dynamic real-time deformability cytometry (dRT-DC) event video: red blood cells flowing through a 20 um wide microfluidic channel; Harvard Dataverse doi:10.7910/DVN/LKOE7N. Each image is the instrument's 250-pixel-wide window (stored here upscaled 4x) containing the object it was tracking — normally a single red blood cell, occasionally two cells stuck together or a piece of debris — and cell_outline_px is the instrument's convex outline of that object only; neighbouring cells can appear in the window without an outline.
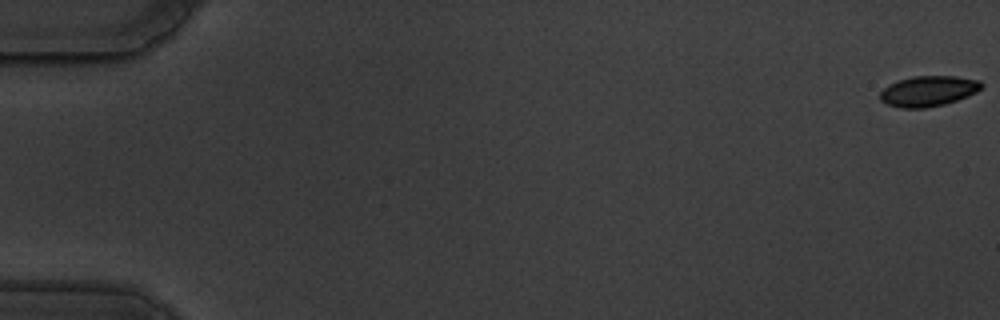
{"species": "common noctule bat (a hibernating species)", "species_latin": "Nyctalus noctula", "temperature_condition": "warm", "stored_images_in_passage": 59, "camera_frame_rate_fps": 3000, "um_per_image_px": 0.085, "animal": {"sex": "male", "body_mass_g": 19.5, "forearm_length_mm": 54.6}, "frame": {"image": 1, "passage_image": 1, "time_ms": 0.0, "image_size_px": [1000, 320], "cell_outline_px": [[984, 88], [968, 96], [944, 104], [924, 108], [900, 108], [888, 104], [880, 100], [880, 92], [888, 84], [896, 80], [912, 76], [956, 76], [980, 80], [984, 84]], "centroid_in_image_um": [78.92, 7.73], "position_along_channel_um": 6.1, "area_um2": 18.21}}
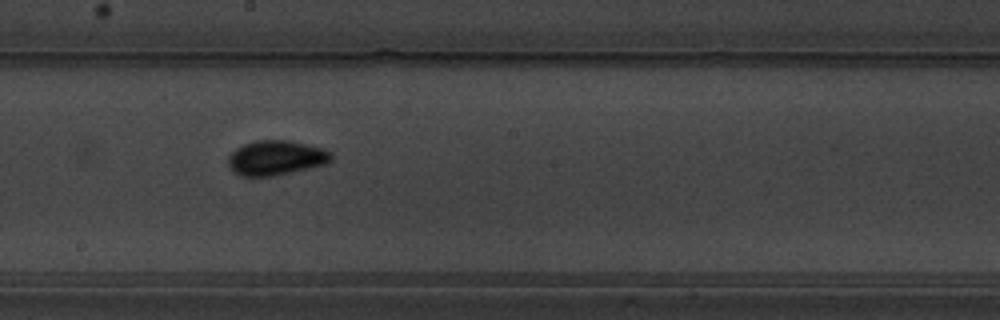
{"frame": {"image": 2, "passage_image": 34, "time_ms": 11.0, "image_size_px": [1000, 320], "cell_outline_px": [[332, 160], [328, 164], [292, 172], [272, 176], [240, 176], [228, 164], [228, 156], [236, 148], [244, 144], [256, 140], [288, 140], [320, 148], [332, 152]], "centroid_in_image_um": [23.47, 13.42], "position_along_channel_um": 224.7, "area_um2": 20.75}}
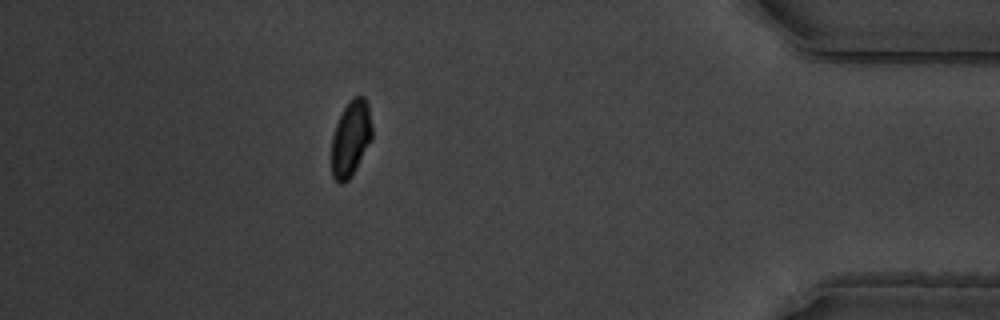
{"frame": {"image": 3, "passage_image": 53, "time_ms": 17.333, "image_size_px": [1000, 320], "cell_outline_px": [[372, 140], [352, 176], [348, 180], [340, 184], [332, 176], [332, 136], [336, 124], [348, 100], [356, 96], [364, 96], [368, 104], [372, 124]], "centroid_in_image_um": [29.83, 11.77], "position_along_channel_um": 405.4, "area_um2": 18.03}, "authors_computed_cell_mechanics": {"area_um2": 18.9584, "velocity_mm_per_s": 3.5122, "shape_relaxation_time_tau1_ms": 3.6816, "shape_relaxation_time_tau2_ms": null, "deformation_change_tau1": 0.0889, "deformation_change_tau2": null}}